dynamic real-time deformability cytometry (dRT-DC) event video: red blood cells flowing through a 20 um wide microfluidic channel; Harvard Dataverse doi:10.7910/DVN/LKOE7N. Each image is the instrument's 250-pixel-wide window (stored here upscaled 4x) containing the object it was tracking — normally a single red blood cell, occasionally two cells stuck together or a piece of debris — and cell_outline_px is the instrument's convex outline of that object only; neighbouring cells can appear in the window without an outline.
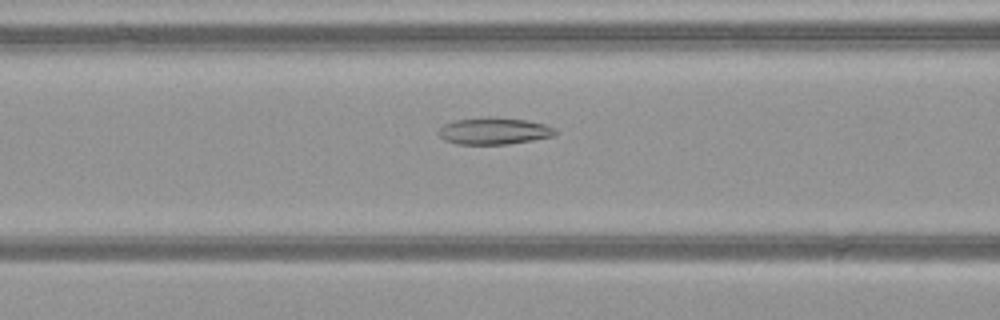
{"species": "common noctule bat (a hibernating species)", "species_latin": "Nyctalus noctula", "temperature_condition": "warm", "stored_images_in_passage": 30, "camera_frame_rate_fps": 3000, "um_per_image_px": 0.085, "animal": {"sex": "female", "body_mass_g": 21.9}, "frame": {"image": 1, "passage_image": 5, "time_ms": 1.333, "image_size_px": [1000, 320], "cell_outline_px": [[556, 136], [508, 144], [456, 144], [444, 140], [436, 132], [444, 124], [456, 120], [488, 116], [496, 116], [528, 120], [544, 124], [556, 128]], "centroid_in_image_um": [42.0, 11.12], "position_along_channel_um": 124.6, "area_um2": 18.55}}
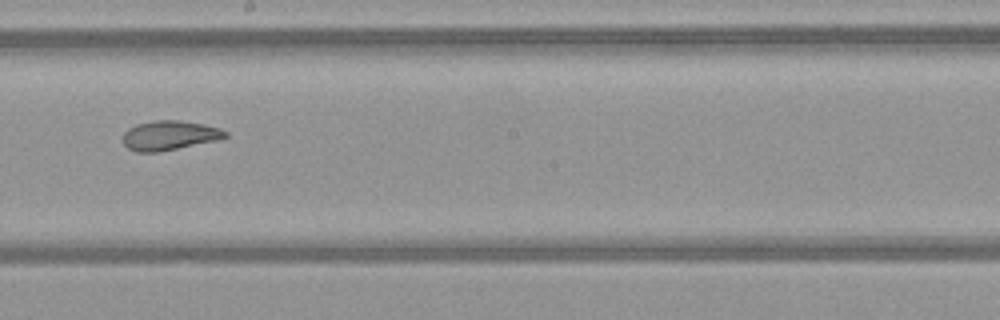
{"frame": {"image": 2, "passage_image": 13, "time_ms": 4.0, "image_size_px": [1000, 320], "cell_outline_px": [[228, 136], [220, 140], [160, 152], [136, 152], [128, 148], [124, 144], [124, 132], [128, 128], [136, 124], [152, 120], [180, 120], [204, 124], [220, 128], [228, 132]], "centroid_in_image_um": [14.44, 11.51], "position_along_channel_um": 233.8, "area_um2": 17.86}}
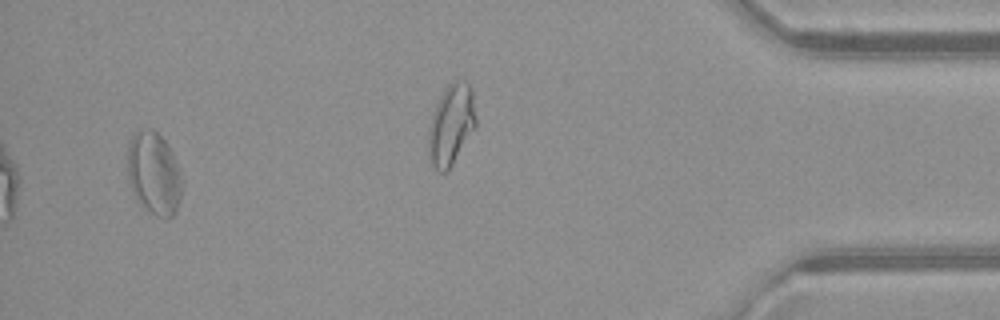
{"frame": {"image": 3, "passage_image": 27, "time_ms": 8.667, "image_size_px": [1000, 320], "cell_outline_px": [[180, 200], [176, 212], [172, 216], [156, 216], [140, 204], [136, 200], [128, 180], [128, 140], [140, 128], [152, 128], [168, 144], [176, 160], [180, 184]], "centroid_in_image_um": [13.04, 14.7], "position_along_channel_um": 422.2, "area_um2": 26.01}, "authors_computed_cell_mechanics": {"area_um2": 18.0047, "velocity_mm_per_s": 4.0811, "shape_relaxation_time_tau1_ms": null, "shape_relaxation_time_tau2_ms": 2.0796, "deformation_change_tau1": null, "deformation_change_tau2": 0.081}}